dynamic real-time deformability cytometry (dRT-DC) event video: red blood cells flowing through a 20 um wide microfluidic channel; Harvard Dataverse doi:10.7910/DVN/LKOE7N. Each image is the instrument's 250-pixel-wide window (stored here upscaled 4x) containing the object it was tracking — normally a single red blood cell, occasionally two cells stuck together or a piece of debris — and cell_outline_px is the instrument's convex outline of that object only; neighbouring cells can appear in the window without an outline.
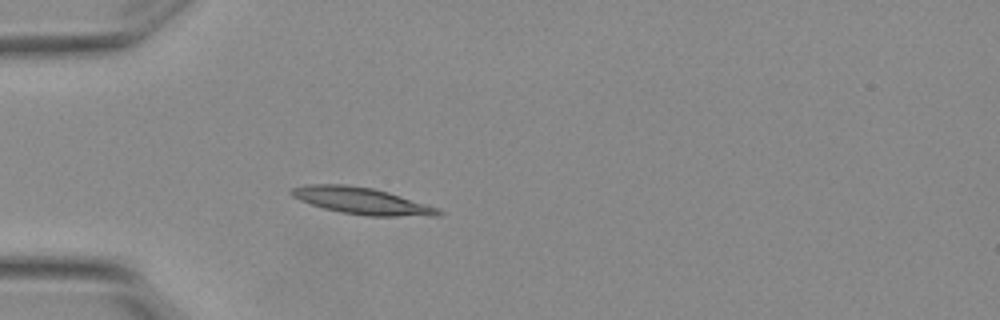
{"species": "Egyptian fruit bat (a non-hibernating species)", "species_latin": "Rousettus aegyptiacus", "temperature_condition": "warm", "stored_images_in_passage": 3, "camera_frame_rate_fps": 3000, "um_per_image_px": 0.085, "animal": {"sex": "female"}, "frame": {"image": 1, "passage_image": 3, "time_ms": 0.667, "image_size_px": [1000, 320], "cell_outline_px": [[444, 212], [440, 216], [368, 216], [340, 212], [324, 208], [300, 200], [292, 196], [288, 192], [292, 188], [308, 184], [344, 184], [372, 188], [388, 192], [436, 208]], "centroid_in_image_um": [30.71, 17.07], "position_along_channel_um": 54.3, "area_um2": 22.6}}